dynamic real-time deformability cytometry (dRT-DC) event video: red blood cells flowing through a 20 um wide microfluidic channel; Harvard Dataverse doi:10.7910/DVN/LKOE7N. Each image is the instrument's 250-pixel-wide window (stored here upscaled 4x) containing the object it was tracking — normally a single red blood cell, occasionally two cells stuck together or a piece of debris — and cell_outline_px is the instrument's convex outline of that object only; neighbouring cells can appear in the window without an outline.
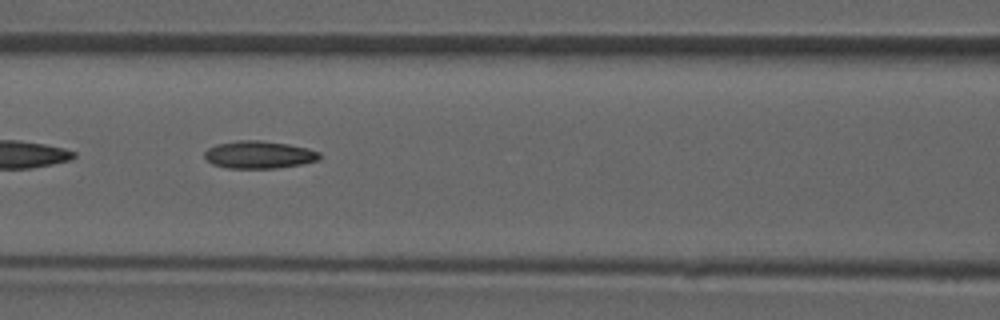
{"species": "common noctule bat (a hibernating species)", "species_latin": "Nyctalus noctula", "temperature_condition": "room temperature", "stored_images_in_passage": 9, "camera_frame_rate_fps": 3000, "um_per_image_px": 0.085, "animal": {"sex": "male", "forearm_length_mm": 52.5}, "frame": {"image": 1, "passage_image": 6, "time_ms": 5.667, "image_size_px": [1000, 320], "cell_outline_px": [[320, 160], [300, 164], [276, 168], [228, 168], [212, 164], [204, 156], [204, 152], [208, 148], [216, 144], [236, 140], [260, 140], [288, 144], [308, 148], [320, 152]], "centroid_in_image_um": [22.01, 13.14], "position_along_channel_um": 144.6, "area_um2": 18.5}}